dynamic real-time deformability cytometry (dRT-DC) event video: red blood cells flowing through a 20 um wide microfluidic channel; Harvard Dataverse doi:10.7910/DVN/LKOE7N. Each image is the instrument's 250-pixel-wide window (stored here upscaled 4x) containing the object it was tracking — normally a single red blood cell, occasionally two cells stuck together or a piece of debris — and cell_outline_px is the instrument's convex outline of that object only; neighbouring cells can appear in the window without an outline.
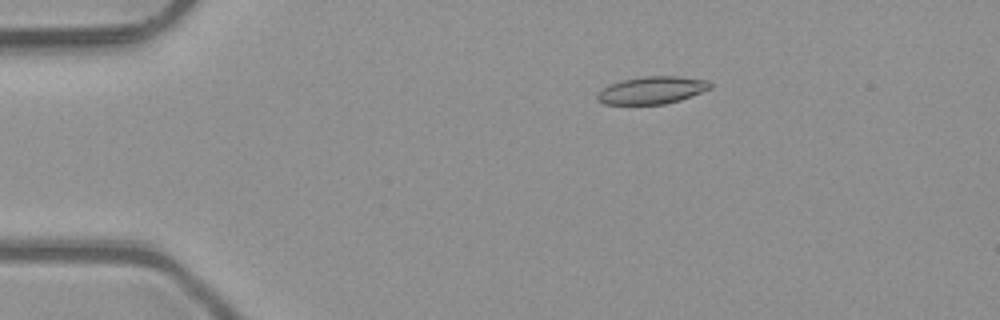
{"species": "common noctule bat (a hibernating species)", "species_latin": "Nyctalus noctula", "temperature_condition": "room temperature", "stored_images_in_passage": 44, "camera_frame_rate_fps": 3000, "um_per_image_px": 0.085, "animal": {"sex": "male", "body_mass_g": 23.1, "forearm_length_mm": 52.7}, "frame": {"image": 1, "passage_image": 3, "time_ms": 0.667, "image_size_px": [1000, 320], "cell_outline_px": [[712, 88], [692, 96], [680, 100], [664, 104], [604, 104], [596, 100], [596, 92], [608, 84], [620, 80], [644, 76], [676, 76], [708, 80], [712, 84]], "centroid_in_image_um": [55.38, 7.66], "position_along_channel_um": 29.6, "area_um2": 18.32}}
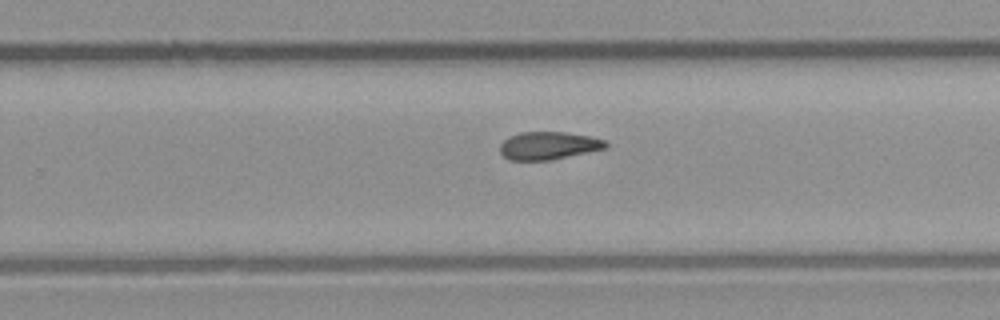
{"frame": {"image": 2, "passage_image": 26, "time_ms": 8.333, "image_size_px": [1000, 320], "cell_outline_px": [[608, 144], [604, 148], [548, 160], [508, 160], [500, 152], [500, 144], [508, 136], [520, 132], [564, 132], [588, 136], [604, 140]], "centroid_in_image_um": [46.54, 12.37], "position_along_channel_um": 283.3, "area_um2": 16.82}}
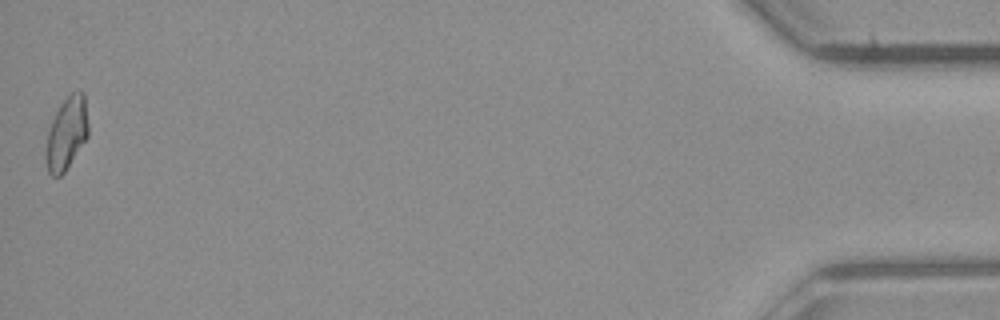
{"frame": {"image": 3, "passage_image": 44, "time_ms": 14.333, "image_size_px": [1000, 320], "cell_outline_px": [[88, 136], [64, 172], [60, 176], [52, 176], [48, 172], [44, 156], [48, 132], [52, 120], [60, 104], [72, 92], [84, 92], [88, 124]], "centroid_in_image_um": [5.65, 11.35], "position_along_channel_um": 429.6, "area_um2": 17.8}, "authors_computed_cell_mechanics": {"area_um2": 17.7735, "velocity_mm_per_s": 4.0855, "shape_relaxation_time_tau1_ms": null, "shape_relaxation_time_tau2_ms": 5.0147, "deformation_change_tau1": null, "deformation_change_tau2": 0.1206}}